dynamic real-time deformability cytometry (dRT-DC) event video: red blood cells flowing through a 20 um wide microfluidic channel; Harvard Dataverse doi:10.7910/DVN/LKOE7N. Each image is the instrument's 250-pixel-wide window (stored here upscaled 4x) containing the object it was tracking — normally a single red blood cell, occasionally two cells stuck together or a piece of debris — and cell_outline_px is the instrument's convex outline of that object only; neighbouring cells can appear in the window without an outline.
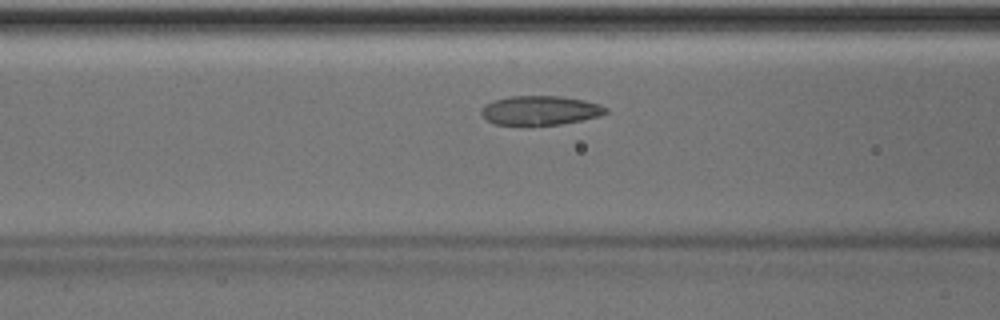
{"species": "Egyptian fruit bat (a non-hibernating species)", "species_latin": "Rousettus aegyptiacus", "temperature_condition": "room temperature", "stored_images_in_passage": 37, "camera_frame_rate_fps": 3000, "um_per_image_px": 0.085, "animal": {"sex": "male"}, "frame": {"image": 1, "passage_image": 7, "time_ms": 2.0, "image_size_px": [1000, 320], "cell_outline_px": [[608, 112], [600, 116], [560, 124], [528, 128], [496, 124], [488, 120], [480, 112], [480, 108], [484, 104], [496, 100], [512, 96], [560, 96], [584, 100], [600, 104], [608, 108]], "centroid_in_image_um": [45.9, 9.42], "position_along_channel_um": 120.7, "area_um2": 21.85}}
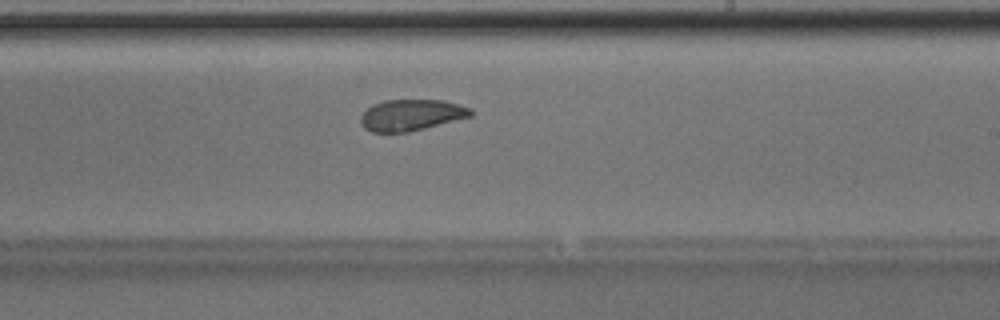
{"frame": {"image": 2, "passage_image": 17, "time_ms": 5.333, "image_size_px": [1000, 320], "cell_outline_px": [[472, 116], [408, 132], [372, 132], [364, 128], [360, 124], [360, 116], [372, 104], [384, 100], [444, 100], [460, 104], [472, 108]], "centroid_in_image_um": [34.95, 9.77], "position_along_channel_um": 254.1, "area_um2": 20.11}}
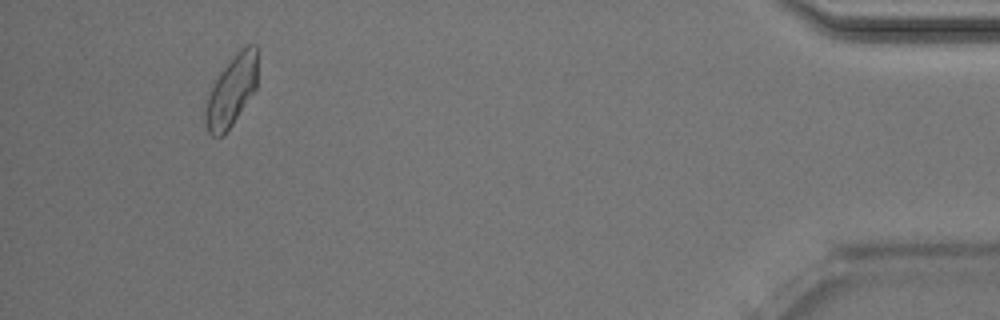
{"frame": {"image": 3, "passage_image": 34, "time_ms": 11.0, "image_size_px": [1000, 320], "cell_outline_px": [[256, 88], [232, 124], [220, 136], [212, 136], [208, 132], [204, 112], [204, 108], [208, 96], [220, 72], [236, 52], [244, 44], [256, 44]], "centroid_in_image_um": [19.67, 7.69], "position_along_channel_um": 415.5, "area_um2": 20.92}, "authors_computed_cell_mechanics": {"area_um2": 21.097, "velocity_mm_per_s": 4.0005, "shape_relaxation_time_tau1_ms": 3.4813, "shape_relaxation_time_tau2_ms": 1.887, "deformation_change_tau1": 0.1053, "deformation_change_tau2": 0.0657}}